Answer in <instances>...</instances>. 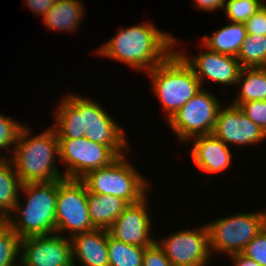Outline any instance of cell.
Segmentation results:
<instances>
[{
    "mask_svg": "<svg viewBox=\"0 0 266 266\" xmlns=\"http://www.w3.org/2000/svg\"><path fill=\"white\" fill-rule=\"evenodd\" d=\"M52 127L57 138L88 140L109 146L118 156L130 150L124 128L97 101L74 92L62 96ZM56 121V122H55ZM129 149V150H128Z\"/></svg>",
    "mask_w": 266,
    "mask_h": 266,
    "instance_id": "6da1fadb",
    "label": "cell"
},
{
    "mask_svg": "<svg viewBox=\"0 0 266 266\" xmlns=\"http://www.w3.org/2000/svg\"><path fill=\"white\" fill-rule=\"evenodd\" d=\"M97 49L96 55L120 61L131 69L147 73L163 62L178 46V39L153 23L122 27Z\"/></svg>",
    "mask_w": 266,
    "mask_h": 266,
    "instance_id": "7a4b0ae2",
    "label": "cell"
},
{
    "mask_svg": "<svg viewBox=\"0 0 266 266\" xmlns=\"http://www.w3.org/2000/svg\"><path fill=\"white\" fill-rule=\"evenodd\" d=\"M32 134L25 124L18 134L14 149L9 153L20 182L26 184L64 179L58 166V138L54 128L50 125L38 135Z\"/></svg>",
    "mask_w": 266,
    "mask_h": 266,
    "instance_id": "3957f363",
    "label": "cell"
},
{
    "mask_svg": "<svg viewBox=\"0 0 266 266\" xmlns=\"http://www.w3.org/2000/svg\"><path fill=\"white\" fill-rule=\"evenodd\" d=\"M21 198L6 218L11 229L22 239L55 233L58 181L22 184Z\"/></svg>",
    "mask_w": 266,
    "mask_h": 266,
    "instance_id": "277c9868",
    "label": "cell"
},
{
    "mask_svg": "<svg viewBox=\"0 0 266 266\" xmlns=\"http://www.w3.org/2000/svg\"><path fill=\"white\" fill-rule=\"evenodd\" d=\"M150 77L152 92L166 112V123L201 89L192 67L175 49L163 62L146 73Z\"/></svg>",
    "mask_w": 266,
    "mask_h": 266,
    "instance_id": "5b68a950",
    "label": "cell"
},
{
    "mask_svg": "<svg viewBox=\"0 0 266 266\" xmlns=\"http://www.w3.org/2000/svg\"><path fill=\"white\" fill-rule=\"evenodd\" d=\"M127 159L126 154L119 156L110 165L89 171L80 180L95 195H113L129 204L138 203L149 194L151 184Z\"/></svg>",
    "mask_w": 266,
    "mask_h": 266,
    "instance_id": "8992f818",
    "label": "cell"
},
{
    "mask_svg": "<svg viewBox=\"0 0 266 266\" xmlns=\"http://www.w3.org/2000/svg\"><path fill=\"white\" fill-rule=\"evenodd\" d=\"M206 224L212 256L242 253L266 226V210L232 213Z\"/></svg>",
    "mask_w": 266,
    "mask_h": 266,
    "instance_id": "52a82bcc",
    "label": "cell"
},
{
    "mask_svg": "<svg viewBox=\"0 0 266 266\" xmlns=\"http://www.w3.org/2000/svg\"><path fill=\"white\" fill-rule=\"evenodd\" d=\"M223 103L207 88H202L167 122L172 133L183 144L198 135L213 133Z\"/></svg>",
    "mask_w": 266,
    "mask_h": 266,
    "instance_id": "ba28073f",
    "label": "cell"
},
{
    "mask_svg": "<svg viewBox=\"0 0 266 266\" xmlns=\"http://www.w3.org/2000/svg\"><path fill=\"white\" fill-rule=\"evenodd\" d=\"M87 193V187L80 179L58 180L56 234L71 238L95 229L88 211Z\"/></svg>",
    "mask_w": 266,
    "mask_h": 266,
    "instance_id": "9c48e42d",
    "label": "cell"
},
{
    "mask_svg": "<svg viewBox=\"0 0 266 266\" xmlns=\"http://www.w3.org/2000/svg\"><path fill=\"white\" fill-rule=\"evenodd\" d=\"M59 162L66 179H81L89 171L110 165L119 156L109 147L98 142L58 138Z\"/></svg>",
    "mask_w": 266,
    "mask_h": 266,
    "instance_id": "30bf717a",
    "label": "cell"
},
{
    "mask_svg": "<svg viewBox=\"0 0 266 266\" xmlns=\"http://www.w3.org/2000/svg\"><path fill=\"white\" fill-rule=\"evenodd\" d=\"M192 228L185 227L155 240L172 266H209L212 254L206 224Z\"/></svg>",
    "mask_w": 266,
    "mask_h": 266,
    "instance_id": "8fae6325",
    "label": "cell"
},
{
    "mask_svg": "<svg viewBox=\"0 0 266 266\" xmlns=\"http://www.w3.org/2000/svg\"><path fill=\"white\" fill-rule=\"evenodd\" d=\"M20 266H73L70 238L56 233L22 238Z\"/></svg>",
    "mask_w": 266,
    "mask_h": 266,
    "instance_id": "7c38bea8",
    "label": "cell"
},
{
    "mask_svg": "<svg viewBox=\"0 0 266 266\" xmlns=\"http://www.w3.org/2000/svg\"><path fill=\"white\" fill-rule=\"evenodd\" d=\"M223 105L216 119L213 135L225 145L255 146L266 141V133L251 119L243 114L242 110L231 103Z\"/></svg>",
    "mask_w": 266,
    "mask_h": 266,
    "instance_id": "4fadbf2b",
    "label": "cell"
},
{
    "mask_svg": "<svg viewBox=\"0 0 266 266\" xmlns=\"http://www.w3.org/2000/svg\"><path fill=\"white\" fill-rule=\"evenodd\" d=\"M205 51L195 56H188L186 51H177L184 60L192 67L202 88L204 80L220 84L219 86H236L242 69L238 59L233 56L216 53L205 47ZM227 85V86H226Z\"/></svg>",
    "mask_w": 266,
    "mask_h": 266,
    "instance_id": "5bb4252c",
    "label": "cell"
},
{
    "mask_svg": "<svg viewBox=\"0 0 266 266\" xmlns=\"http://www.w3.org/2000/svg\"><path fill=\"white\" fill-rule=\"evenodd\" d=\"M148 195L140 202L130 204L108 229L109 234L126 244L148 247L155 242L151 215L148 213Z\"/></svg>",
    "mask_w": 266,
    "mask_h": 266,
    "instance_id": "9a60e30c",
    "label": "cell"
},
{
    "mask_svg": "<svg viewBox=\"0 0 266 266\" xmlns=\"http://www.w3.org/2000/svg\"><path fill=\"white\" fill-rule=\"evenodd\" d=\"M192 141V142H191ZM193 143L190 157L199 170L207 174L223 173L232 165L231 147L225 145L213 134L198 135L186 143Z\"/></svg>",
    "mask_w": 266,
    "mask_h": 266,
    "instance_id": "2e32d148",
    "label": "cell"
},
{
    "mask_svg": "<svg viewBox=\"0 0 266 266\" xmlns=\"http://www.w3.org/2000/svg\"><path fill=\"white\" fill-rule=\"evenodd\" d=\"M70 240L73 266H109L108 230L94 229L75 234Z\"/></svg>",
    "mask_w": 266,
    "mask_h": 266,
    "instance_id": "e0dca14e",
    "label": "cell"
},
{
    "mask_svg": "<svg viewBox=\"0 0 266 266\" xmlns=\"http://www.w3.org/2000/svg\"><path fill=\"white\" fill-rule=\"evenodd\" d=\"M84 8L81 0H57L42 18L43 26L56 32L74 33L84 19Z\"/></svg>",
    "mask_w": 266,
    "mask_h": 266,
    "instance_id": "ac0fdd59",
    "label": "cell"
},
{
    "mask_svg": "<svg viewBox=\"0 0 266 266\" xmlns=\"http://www.w3.org/2000/svg\"><path fill=\"white\" fill-rule=\"evenodd\" d=\"M88 211L95 229L108 230L114 221L130 205L126 200L113 195L87 193Z\"/></svg>",
    "mask_w": 266,
    "mask_h": 266,
    "instance_id": "d6986e66",
    "label": "cell"
},
{
    "mask_svg": "<svg viewBox=\"0 0 266 266\" xmlns=\"http://www.w3.org/2000/svg\"><path fill=\"white\" fill-rule=\"evenodd\" d=\"M247 30L244 23L229 22L211 35H204L201 46L216 53L237 57Z\"/></svg>",
    "mask_w": 266,
    "mask_h": 266,
    "instance_id": "ffe728a7",
    "label": "cell"
},
{
    "mask_svg": "<svg viewBox=\"0 0 266 266\" xmlns=\"http://www.w3.org/2000/svg\"><path fill=\"white\" fill-rule=\"evenodd\" d=\"M237 87L232 105L239 107L244 102L266 100V67L242 68Z\"/></svg>",
    "mask_w": 266,
    "mask_h": 266,
    "instance_id": "44dd1931",
    "label": "cell"
},
{
    "mask_svg": "<svg viewBox=\"0 0 266 266\" xmlns=\"http://www.w3.org/2000/svg\"><path fill=\"white\" fill-rule=\"evenodd\" d=\"M22 183L9 158H0V213L7 218L14 210Z\"/></svg>",
    "mask_w": 266,
    "mask_h": 266,
    "instance_id": "7402d4cb",
    "label": "cell"
},
{
    "mask_svg": "<svg viewBox=\"0 0 266 266\" xmlns=\"http://www.w3.org/2000/svg\"><path fill=\"white\" fill-rule=\"evenodd\" d=\"M146 247L126 244L108 232L107 250L109 266H142Z\"/></svg>",
    "mask_w": 266,
    "mask_h": 266,
    "instance_id": "603a6c76",
    "label": "cell"
},
{
    "mask_svg": "<svg viewBox=\"0 0 266 266\" xmlns=\"http://www.w3.org/2000/svg\"><path fill=\"white\" fill-rule=\"evenodd\" d=\"M236 58L242 68L266 67V35L247 34Z\"/></svg>",
    "mask_w": 266,
    "mask_h": 266,
    "instance_id": "cb8c5ba5",
    "label": "cell"
},
{
    "mask_svg": "<svg viewBox=\"0 0 266 266\" xmlns=\"http://www.w3.org/2000/svg\"><path fill=\"white\" fill-rule=\"evenodd\" d=\"M20 240L7 222L0 228V266H20Z\"/></svg>",
    "mask_w": 266,
    "mask_h": 266,
    "instance_id": "d4e9b609",
    "label": "cell"
},
{
    "mask_svg": "<svg viewBox=\"0 0 266 266\" xmlns=\"http://www.w3.org/2000/svg\"><path fill=\"white\" fill-rule=\"evenodd\" d=\"M265 3L266 0H225L223 12L227 22L245 23Z\"/></svg>",
    "mask_w": 266,
    "mask_h": 266,
    "instance_id": "484cf974",
    "label": "cell"
},
{
    "mask_svg": "<svg viewBox=\"0 0 266 266\" xmlns=\"http://www.w3.org/2000/svg\"><path fill=\"white\" fill-rule=\"evenodd\" d=\"M19 120H14L8 116L0 113V151L3 153V149L7 152L3 154L0 153V158H9L14 146L17 142L18 134L21 128L24 126ZM9 150V151H8Z\"/></svg>",
    "mask_w": 266,
    "mask_h": 266,
    "instance_id": "4316f807",
    "label": "cell"
},
{
    "mask_svg": "<svg viewBox=\"0 0 266 266\" xmlns=\"http://www.w3.org/2000/svg\"><path fill=\"white\" fill-rule=\"evenodd\" d=\"M242 254L266 266V226L247 244Z\"/></svg>",
    "mask_w": 266,
    "mask_h": 266,
    "instance_id": "83f0119b",
    "label": "cell"
},
{
    "mask_svg": "<svg viewBox=\"0 0 266 266\" xmlns=\"http://www.w3.org/2000/svg\"><path fill=\"white\" fill-rule=\"evenodd\" d=\"M239 108L266 133V100L244 102Z\"/></svg>",
    "mask_w": 266,
    "mask_h": 266,
    "instance_id": "f1b7e54d",
    "label": "cell"
},
{
    "mask_svg": "<svg viewBox=\"0 0 266 266\" xmlns=\"http://www.w3.org/2000/svg\"><path fill=\"white\" fill-rule=\"evenodd\" d=\"M142 266H172L163 249L155 241L146 247Z\"/></svg>",
    "mask_w": 266,
    "mask_h": 266,
    "instance_id": "f546056e",
    "label": "cell"
},
{
    "mask_svg": "<svg viewBox=\"0 0 266 266\" xmlns=\"http://www.w3.org/2000/svg\"><path fill=\"white\" fill-rule=\"evenodd\" d=\"M247 34L266 35V3L245 23Z\"/></svg>",
    "mask_w": 266,
    "mask_h": 266,
    "instance_id": "4dcf8cb0",
    "label": "cell"
},
{
    "mask_svg": "<svg viewBox=\"0 0 266 266\" xmlns=\"http://www.w3.org/2000/svg\"><path fill=\"white\" fill-rule=\"evenodd\" d=\"M28 10H31L36 16L44 17L45 14L53 7L57 0H24Z\"/></svg>",
    "mask_w": 266,
    "mask_h": 266,
    "instance_id": "1f68e13d",
    "label": "cell"
},
{
    "mask_svg": "<svg viewBox=\"0 0 266 266\" xmlns=\"http://www.w3.org/2000/svg\"><path fill=\"white\" fill-rule=\"evenodd\" d=\"M194 8L200 11L217 12L224 10L225 0H193Z\"/></svg>",
    "mask_w": 266,
    "mask_h": 266,
    "instance_id": "d6a6232c",
    "label": "cell"
},
{
    "mask_svg": "<svg viewBox=\"0 0 266 266\" xmlns=\"http://www.w3.org/2000/svg\"><path fill=\"white\" fill-rule=\"evenodd\" d=\"M228 258L232 259L233 266H261L258 262L247 258L242 253L229 255Z\"/></svg>",
    "mask_w": 266,
    "mask_h": 266,
    "instance_id": "836d02e7",
    "label": "cell"
},
{
    "mask_svg": "<svg viewBox=\"0 0 266 266\" xmlns=\"http://www.w3.org/2000/svg\"><path fill=\"white\" fill-rule=\"evenodd\" d=\"M7 222V219L0 213V228Z\"/></svg>",
    "mask_w": 266,
    "mask_h": 266,
    "instance_id": "e575fe53",
    "label": "cell"
}]
</instances>
